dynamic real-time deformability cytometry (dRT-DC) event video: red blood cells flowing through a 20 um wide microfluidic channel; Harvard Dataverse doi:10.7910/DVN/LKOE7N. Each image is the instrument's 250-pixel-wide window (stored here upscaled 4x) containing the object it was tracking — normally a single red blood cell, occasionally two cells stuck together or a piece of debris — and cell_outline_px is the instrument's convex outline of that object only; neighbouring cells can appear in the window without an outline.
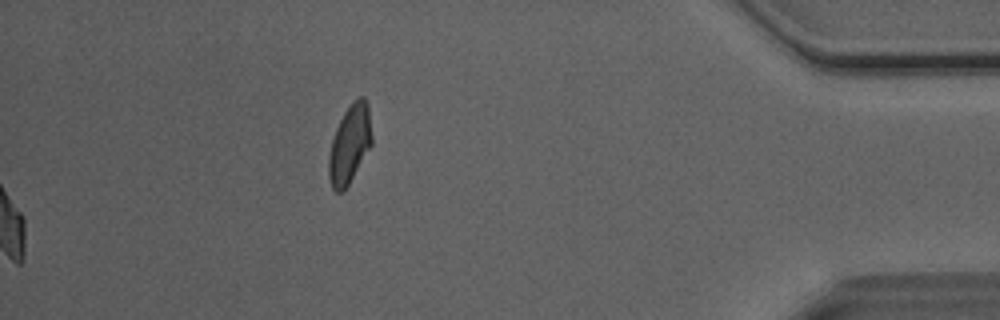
{"species": "Egyptian fruit bat (a non-hibernating species)", "species_latin": "Rousettus aegyptiacus", "temperature_condition": "room temperature", "stored_images_in_passage": 48, "camera_frame_rate_fps": 3000, "um_per_image_px": 0.085, "animal": {"sex": "male"}, "frame": {"image": 1, "passage_image": 48, "time_ms": 15.667, "image_size_px": [1000, 320], "cell_outline_px": [[372, 144], [344, 192], [336, 192], [332, 188], [328, 176], [328, 156], [332, 140], [336, 128], [344, 112], [352, 100], [360, 96], [364, 96], [368, 104], [372, 136]], "centroid_in_image_um": [29.72, 12.25], "position_along_channel_um": 405.5, "area_um2": 19.83}, "authors_computed_cell_mechanics": {"area_um2": 19.2185, "velocity_mm_per_s": 4.0491, "shape_relaxation_time_tau1_ms": 8.117, "shape_relaxation_time_tau2_ms": 2.1102, "deformation_change_tau1": 0.2017, "deformation_change_tau2": 0.0893}}